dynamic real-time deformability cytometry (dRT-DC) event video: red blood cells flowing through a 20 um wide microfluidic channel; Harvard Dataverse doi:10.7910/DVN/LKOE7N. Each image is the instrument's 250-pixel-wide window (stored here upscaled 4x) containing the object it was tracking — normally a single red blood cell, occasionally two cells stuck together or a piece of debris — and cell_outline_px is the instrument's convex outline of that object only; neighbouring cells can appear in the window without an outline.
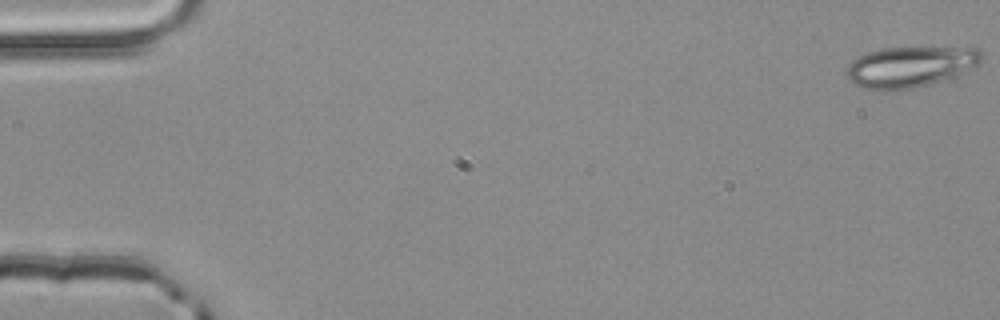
{"species": "common noctule bat (a hibernating species)", "species_latin": "Nyctalus noctula", "temperature_condition": "room temperature", "stored_images_in_passage": 4, "camera_frame_rate_fps": 3000, "um_per_image_px": 0.085, "animal": {"sex": "male", "body_mass_g": 20.4}, "frame": {"image": 1, "passage_image": 1, "time_ms": 0.0, "image_size_px": [1000, 320], "cell_outline_px": [[984, 56], [980, 64], [964, 72], [928, 84], [912, 88], [880, 92], [864, 88], [848, 80], [844, 72], [848, 64], [852, 60], [868, 52], [884, 48], [980, 48]], "centroid_in_image_um": [77.33, 5.69], "position_along_channel_um": 7.7, "area_um2": 32.14}}